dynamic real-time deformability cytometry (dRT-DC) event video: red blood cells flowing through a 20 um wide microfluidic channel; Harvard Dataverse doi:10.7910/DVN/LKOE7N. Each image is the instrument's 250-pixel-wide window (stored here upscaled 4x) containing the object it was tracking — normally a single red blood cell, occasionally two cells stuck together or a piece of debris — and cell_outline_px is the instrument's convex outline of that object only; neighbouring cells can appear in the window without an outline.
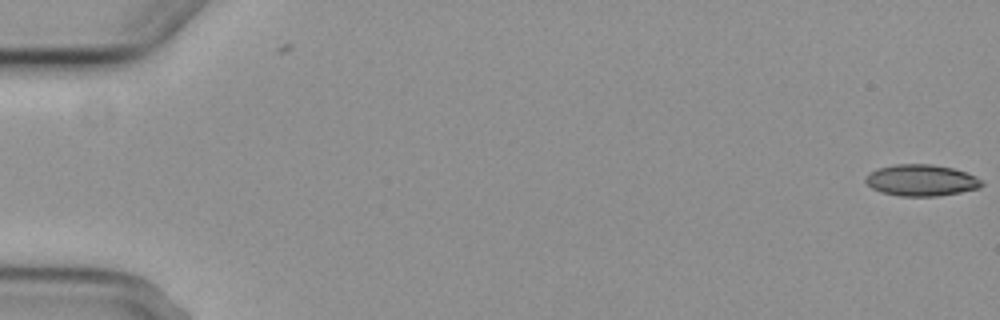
{"species": "common noctule bat (a hibernating species)", "species_latin": "Nyctalus noctula", "temperature_condition": "cold", "stored_images_in_passage": 6, "segment_of_instrument_passage": [1, 2], "camera_frame_rate_fps": 3000, "um_per_image_px": 0.085, "animal": {"sex": "female", "body_mass_g": 29.2, "forearm_length_mm": 56.3}, "frame": {"image": 1, "passage_image": 1, "time_ms": 0.0, "image_size_px": [1000, 320], "cell_outline_px": [[984, 184], [980, 188], [940, 196], [900, 196], [880, 192], [872, 188], [864, 180], [864, 176], [876, 168], [896, 164], [932, 164], [952, 168], [976, 176]], "centroid_in_image_um": [78.28, 15.32], "position_along_channel_um": 6.7, "area_um2": 21.39}}
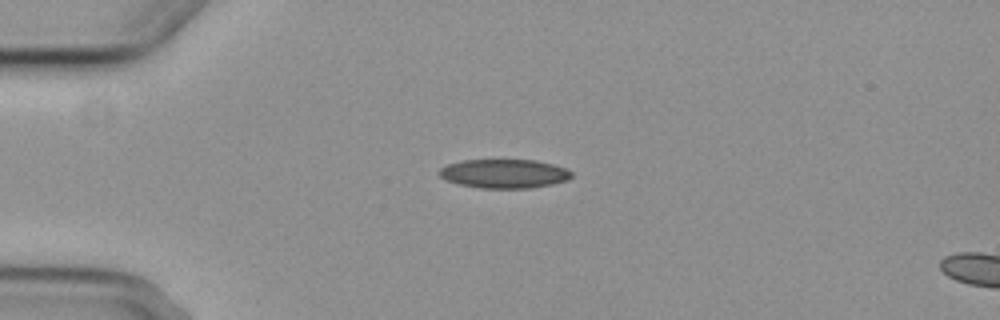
{"frame": {"image": 2, "passage_image": 4, "time_ms": 4.667, "image_size_px": [1000, 320], "cell_outline_px": [[572, 176], [568, 180], [552, 184], [532, 188], [480, 188], [460, 184], [448, 180], [440, 176], [436, 172], [440, 168], [448, 164], [464, 160], [536, 160], [568, 168], [572, 172]], "centroid_in_image_um": [42.88, 14.76], "position_along_channel_um": 42.1, "area_um2": 22.37}}